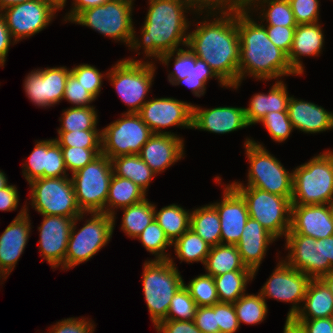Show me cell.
Masks as SVG:
<instances>
[{
	"label": "cell",
	"instance_id": "6da1fadb",
	"mask_svg": "<svg viewBox=\"0 0 333 333\" xmlns=\"http://www.w3.org/2000/svg\"><path fill=\"white\" fill-rule=\"evenodd\" d=\"M201 21L189 32L187 47L232 88L239 82L237 14H205Z\"/></svg>",
	"mask_w": 333,
	"mask_h": 333
},
{
	"label": "cell",
	"instance_id": "7a4b0ae2",
	"mask_svg": "<svg viewBox=\"0 0 333 333\" xmlns=\"http://www.w3.org/2000/svg\"><path fill=\"white\" fill-rule=\"evenodd\" d=\"M256 20L247 9L237 13L240 39L239 82L232 89H238L247 76L260 81H281L284 76H299L290 66L287 54L275 46L268 38L263 23Z\"/></svg>",
	"mask_w": 333,
	"mask_h": 333
},
{
	"label": "cell",
	"instance_id": "3957f363",
	"mask_svg": "<svg viewBox=\"0 0 333 333\" xmlns=\"http://www.w3.org/2000/svg\"><path fill=\"white\" fill-rule=\"evenodd\" d=\"M148 5L141 37L133 29L129 50L137 53L143 49L145 60L157 61L165 53L182 49L180 46L187 47L192 22L185 13L192 12L184 0H148Z\"/></svg>",
	"mask_w": 333,
	"mask_h": 333
},
{
	"label": "cell",
	"instance_id": "277c9868",
	"mask_svg": "<svg viewBox=\"0 0 333 333\" xmlns=\"http://www.w3.org/2000/svg\"><path fill=\"white\" fill-rule=\"evenodd\" d=\"M244 149L249 163L247 184L234 181L232 187H254L287 197L293 194V171H288L262 143L246 138Z\"/></svg>",
	"mask_w": 333,
	"mask_h": 333
},
{
	"label": "cell",
	"instance_id": "5b68a950",
	"mask_svg": "<svg viewBox=\"0 0 333 333\" xmlns=\"http://www.w3.org/2000/svg\"><path fill=\"white\" fill-rule=\"evenodd\" d=\"M331 150L315 155L292 170L291 205L333 204V149Z\"/></svg>",
	"mask_w": 333,
	"mask_h": 333
},
{
	"label": "cell",
	"instance_id": "8992f818",
	"mask_svg": "<svg viewBox=\"0 0 333 333\" xmlns=\"http://www.w3.org/2000/svg\"><path fill=\"white\" fill-rule=\"evenodd\" d=\"M174 257L169 260H146L143 265L142 285L150 319L156 327L167 320L171 300L184 284Z\"/></svg>",
	"mask_w": 333,
	"mask_h": 333
},
{
	"label": "cell",
	"instance_id": "52a82bcc",
	"mask_svg": "<svg viewBox=\"0 0 333 333\" xmlns=\"http://www.w3.org/2000/svg\"><path fill=\"white\" fill-rule=\"evenodd\" d=\"M154 61L138 60L133 57L119 60L105 73L117 95L127 105V113H138L148 101V95L156 73Z\"/></svg>",
	"mask_w": 333,
	"mask_h": 333
},
{
	"label": "cell",
	"instance_id": "ba28073f",
	"mask_svg": "<svg viewBox=\"0 0 333 333\" xmlns=\"http://www.w3.org/2000/svg\"><path fill=\"white\" fill-rule=\"evenodd\" d=\"M89 219L83 227L77 229V222ZM92 216V217H91ZM113 218L104 212L81 213L72 224L67 244L64 270L89 261L95 254L107 245L113 235Z\"/></svg>",
	"mask_w": 333,
	"mask_h": 333
},
{
	"label": "cell",
	"instance_id": "9c48e42d",
	"mask_svg": "<svg viewBox=\"0 0 333 333\" xmlns=\"http://www.w3.org/2000/svg\"><path fill=\"white\" fill-rule=\"evenodd\" d=\"M135 0H110L81 11L71 23L89 27L101 35L130 46L134 23Z\"/></svg>",
	"mask_w": 333,
	"mask_h": 333
},
{
	"label": "cell",
	"instance_id": "30bf717a",
	"mask_svg": "<svg viewBox=\"0 0 333 333\" xmlns=\"http://www.w3.org/2000/svg\"><path fill=\"white\" fill-rule=\"evenodd\" d=\"M112 175L111 160L102 153L71 175L76 200L83 213H105Z\"/></svg>",
	"mask_w": 333,
	"mask_h": 333
},
{
	"label": "cell",
	"instance_id": "8fae6325",
	"mask_svg": "<svg viewBox=\"0 0 333 333\" xmlns=\"http://www.w3.org/2000/svg\"><path fill=\"white\" fill-rule=\"evenodd\" d=\"M245 200L250 218L276 239L290 230L291 201L287 197L254 187H233Z\"/></svg>",
	"mask_w": 333,
	"mask_h": 333
},
{
	"label": "cell",
	"instance_id": "7c38bea8",
	"mask_svg": "<svg viewBox=\"0 0 333 333\" xmlns=\"http://www.w3.org/2000/svg\"><path fill=\"white\" fill-rule=\"evenodd\" d=\"M28 184L31 189L29 204L39 214L76 218L83 213L71 177L38 178Z\"/></svg>",
	"mask_w": 333,
	"mask_h": 333
},
{
	"label": "cell",
	"instance_id": "4fadbf2b",
	"mask_svg": "<svg viewBox=\"0 0 333 333\" xmlns=\"http://www.w3.org/2000/svg\"><path fill=\"white\" fill-rule=\"evenodd\" d=\"M121 116L101 130V153L110 160L139 154L153 135L138 113L124 112Z\"/></svg>",
	"mask_w": 333,
	"mask_h": 333
},
{
	"label": "cell",
	"instance_id": "5bb4252c",
	"mask_svg": "<svg viewBox=\"0 0 333 333\" xmlns=\"http://www.w3.org/2000/svg\"><path fill=\"white\" fill-rule=\"evenodd\" d=\"M269 279L259 290L261 297L290 303L287 318H294L301 309L306 289L311 278L299 270L289 266L283 258L279 259ZM300 304V305H299Z\"/></svg>",
	"mask_w": 333,
	"mask_h": 333
},
{
	"label": "cell",
	"instance_id": "9a60e30c",
	"mask_svg": "<svg viewBox=\"0 0 333 333\" xmlns=\"http://www.w3.org/2000/svg\"><path fill=\"white\" fill-rule=\"evenodd\" d=\"M59 10L50 1L34 0L8 7L1 13L11 37L18 43L44 30Z\"/></svg>",
	"mask_w": 333,
	"mask_h": 333
},
{
	"label": "cell",
	"instance_id": "2e32d148",
	"mask_svg": "<svg viewBox=\"0 0 333 333\" xmlns=\"http://www.w3.org/2000/svg\"><path fill=\"white\" fill-rule=\"evenodd\" d=\"M138 114L153 134L179 136L174 132L163 130L172 126L192 129L193 104L174 97L149 99Z\"/></svg>",
	"mask_w": 333,
	"mask_h": 333
},
{
	"label": "cell",
	"instance_id": "e0dca14e",
	"mask_svg": "<svg viewBox=\"0 0 333 333\" xmlns=\"http://www.w3.org/2000/svg\"><path fill=\"white\" fill-rule=\"evenodd\" d=\"M43 220L38 228V247L40 256L48 262L52 269L60 267L64 270V262L69 241L70 230L75 218L42 215Z\"/></svg>",
	"mask_w": 333,
	"mask_h": 333
},
{
	"label": "cell",
	"instance_id": "ac0fdd59",
	"mask_svg": "<svg viewBox=\"0 0 333 333\" xmlns=\"http://www.w3.org/2000/svg\"><path fill=\"white\" fill-rule=\"evenodd\" d=\"M27 204L0 235V280L7 279L16 267L31 234V220Z\"/></svg>",
	"mask_w": 333,
	"mask_h": 333
},
{
	"label": "cell",
	"instance_id": "d6986e66",
	"mask_svg": "<svg viewBox=\"0 0 333 333\" xmlns=\"http://www.w3.org/2000/svg\"><path fill=\"white\" fill-rule=\"evenodd\" d=\"M223 190L221 201L211 204L219 214L221 244L236 245L250 216L244 198L230 184Z\"/></svg>",
	"mask_w": 333,
	"mask_h": 333
},
{
	"label": "cell",
	"instance_id": "ffe728a7",
	"mask_svg": "<svg viewBox=\"0 0 333 333\" xmlns=\"http://www.w3.org/2000/svg\"><path fill=\"white\" fill-rule=\"evenodd\" d=\"M284 240L288 253L283 260L311 279H320L323 276L322 238L316 240L301 234H286Z\"/></svg>",
	"mask_w": 333,
	"mask_h": 333
},
{
	"label": "cell",
	"instance_id": "44dd1931",
	"mask_svg": "<svg viewBox=\"0 0 333 333\" xmlns=\"http://www.w3.org/2000/svg\"><path fill=\"white\" fill-rule=\"evenodd\" d=\"M27 160L22 166V175L28 183L38 178L69 176L61 147L55 139L35 142V147Z\"/></svg>",
	"mask_w": 333,
	"mask_h": 333
},
{
	"label": "cell",
	"instance_id": "7402d4cb",
	"mask_svg": "<svg viewBox=\"0 0 333 333\" xmlns=\"http://www.w3.org/2000/svg\"><path fill=\"white\" fill-rule=\"evenodd\" d=\"M287 234H301L316 240L332 236V204L291 205L290 230Z\"/></svg>",
	"mask_w": 333,
	"mask_h": 333
},
{
	"label": "cell",
	"instance_id": "603a6c76",
	"mask_svg": "<svg viewBox=\"0 0 333 333\" xmlns=\"http://www.w3.org/2000/svg\"><path fill=\"white\" fill-rule=\"evenodd\" d=\"M248 126L244 107L219 106L204 109L193 104L192 129L227 134Z\"/></svg>",
	"mask_w": 333,
	"mask_h": 333
},
{
	"label": "cell",
	"instance_id": "cb8c5ba5",
	"mask_svg": "<svg viewBox=\"0 0 333 333\" xmlns=\"http://www.w3.org/2000/svg\"><path fill=\"white\" fill-rule=\"evenodd\" d=\"M183 137L153 134L139 153L141 159L158 175L184 158Z\"/></svg>",
	"mask_w": 333,
	"mask_h": 333
},
{
	"label": "cell",
	"instance_id": "d4e9b609",
	"mask_svg": "<svg viewBox=\"0 0 333 333\" xmlns=\"http://www.w3.org/2000/svg\"><path fill=\"white\" fill-rule=\"evenodd\" d=\"M276 240L258 221L249 217L236 247L244 265L254 272V278L269 250L268 246Z\"/></svg>",
	"mask_w": 333,
	"mask_h": 333
},
{
	"label": "cell",
	"instance_id": "484cf974",
	"mask_svg": "<svg viewBox=\"0 0 333 333\" xmlns=\"http://www.w3.org/2000/svg\"><path fill=\"white\" fill-rule=\"evenodd\" d=\"M287 112L295 130L316 134L333 129V111L313 102L290 96Z\"/></svg>",
	"mask_w": 333,
	"mask_h": 333
},
{
	"label": "cell",
	"instance_id": "4316f807",
	"mask_svg": "<svg viewBox=\"0 0 333 333\" xmlns=\"http://www.w3.org/2000/svg\"><path fill=\"white\" fill-rule=\"evenodd\" d=\"M320 22L297 25L294 31L293 43L288 56L292 69L300 76L304 74V64L301 56H319L324 49L325 36Z\"/></svg>",
	"mask_w": 333,
	"mask_h": 333
},
{
	"label": "cell",
	"instance_id": "83f0119b",
	"mask_svg": "<svg viewBox=\"0 0 333 333\" xmlns=\"http://www.w3.org/2000/svg\"><path fill=\"white\" fill-rule=\"evenodd\" d=\"M283 80L273 83L268 93H257L252 96L245 108L248 125L260 123L267 113L287 111L290 95Z\"/></svg>",
	"mask_w": 333,
	"mask_h": 333
},
{
	"label": "cell",
	"instance_id": "f1b7e54d",
	"mask_svg": "<svg viewBox=\"0 0 333 333\" xmlns=\"http://www.w3.org/2000/svg\"><path fill=\"white\" fill-rule=\"evenodd\" d=\"M332 315V293L321 279H311L301 309L294 319L330 318Z\"/></svg>",
	"mask_w": 333,
	"mask_h": 333
},
{
	"label": "cell",
	"instance_id": "f546056e",
	"mask_svg": "<svg viewBox=\"0 0 333 333\" xmlns=\"http://www.w3.org/2000/svg\"><path fill=\"white\" fill-rule=\"evenodd\" d=\"M146 192L133 181L120 176L112 175L108 197L105 204V213L113 218L115 229L117 209H123L139 203L146 198Z\"/></svg>",
	"mask_w": 333,
	"mask_h": 333
},
{
	"label": "cell",
	"instance_id": "4dcf8cb0",
	"mask_svg": "<svg viewBox=\"0 0 333 333\" xmlns=\"http://www.w3.org/2000/svg\"><path fill=\"white\" fill-rule=\"evenodd\" d=\"M203 266L205 274L212 277L232 271H252L242 262L236 245L230 244L211 247Z\"/></svg>",
	"mask_w": 333,
	"mask_h": 333
},
{
	"label": "cell",
	"instance_id": "1f68e13d",
	"mask_svg": "<svg viewBox=\"0 0 333 333\" xmlns=\"http://www.w3.org/2000/svg\"><path fill=\"white\" fill-rule=\"evenodd\" d=\"M253 5V6H252ZM253 8V9H252ZM247 10L259 13L264 26L297 27L293 11L288 0H249ZM256 10V11H255Z\"/></svg>",
	"mask_w": 333,
	"mask_h": 333
},
{
	"label": "cell",
	"instance_id": "d6a6232c",
	"mask_svg": "<svg viewBox=\"0 0 333 333\" xmlns=\"http://www.w3.org/2000/svg\"><path fill=\"white\" fill-rule=\"evenodd\" d=\"M111 163L114 175L133 181L147 193L156 174L139 154L118 156L111 159Z\"/></svg>",
	"mask_w": 333,
	"mask_h": 333
},
{
	"label": "cell",
	"instance_id": "836d02e7",
	"mask_svg": "<svg viewBox=\"0 0 333 333\" xmlns=\"http://www.w3.org/2000/svg\"><path fill=\"white\" fill-rule=\"evenodd\" d=\"M190 229L211 247L221 244L219 214L211 203L191 210Z\"/></svg>",
	"mask_w": 333,
	"mask_h": 333
},
{
	"label": "cell",
	"instance_id": "e575fe53",
	"mask_svg": "<svg viewBox=\"0 0 333 333\" xmlns=\"http://www.w3.org/2000/svg\"><path fill=\"white\" fill-rule=\"evenodd\" d=\"M154 209L155 221L172 244L190 228V210L174 203L162 207L159 211L154 205Z\"/></svg>",
	"mask_w": 333,
	"mask_h": 333
},
{
	"label": "cell",
	"instance_id": "d590c367",
	"mask_svg": "<svg viewBox=\"0 0 333 333\" xmlns=\"http://www.w3.org/2000/svg\"><path fill=\"white\" fill-rule=\"evenodd\" d=\"M219 302L235 303L246 293V287L254 279L253 271H232L213 277Z\"/></svg>",
	"mask_w": 333,
	"mask_h": 333
},
{
	"label": "cell",
	"instance_id": "8d00e7d4",
	"mask_svg": "<svg viewBox=\"0 0 333 333\" xmlns=\"http://www.w3.org/2000/svg\"><path fill=\"white\" fill-rule=\"evenodd\" d=\"M154 203L145 198L143 201L125 207L121 221V230L135 239L154 220Z\"/></svg>",
	"mask_w": 333,
	"mask_h": 333
},
{
	"label": "cell",
	"instance_id": "74e56055",
	"mask_svg": "<svg viewBox=\"0 0 333 333\" xmlns=\"http://www.w3.org/2000/svg\"><path fill=\"white\" fill-rule=\"evenodd\" d=\"M175 256L188 264L201 262L204 265L211 246L192 229H188L172 244Z\"/></svg>",
	"mask_w": 333,
	"mask_h": 333
},
{
	"label": "cell",
	"instance_id": "f35d334b",
	"mask_svg": "<svg viewBox=\"0 0 333 333\" xmlns=\"http://www.w3.org/2000/svg\"><path fill=\"white\" fill-rule=\"evenodd\" d=\"M215 78L218 80L221 87L228 88V86L215 74L209 65L199 59L191 52V72L188 77L177 80L173 86L186 85L196 97L204 96L206 93V84L208 80Z\"/></svg>",
	"mask_w": 333,
	"mask_h": 333
},
{
	"label": "cell",
	"instance_id": "ab89813d",
	"mask_svg": "<svg viewBox=\"0 0 333 333\" xmlns=\"http://www.w3.org/2000/svg\"><path fill=\"white\" fill-rule=\"evenodd\" d=\"M98 113L94 106L70 107L62 111L61 122L57 132H71L78 130H98Z\"/></svg>",
	"mask_w": 333,
	"mask_h": 333
},
{
	"label": "cell",
	"instance_id": "60d3db41",
	"mask_svg": "<svg viewBox=\"0 0 333 333\" xmlns=\"http://www.w3.org/2000/svg\"><path fill=\"white\" fill-rule=\"evenodd\" d=\"M239 326L241 323L256 325L265 320L268 313L267 302L261 294L245 293L233 303Z\"/></svg>",
	"mask_w": 333,
	"mask_h": 333
},
{
	"label": "cell",
	"instance_id": "b9f144b4",
	"mask_svg": "<svg viewBox=\"0 0 333 333\" xmlns=\"http://www.w3.org/2000/svg\"><path fill=\"white\" fill-rule=\"evenodd\" d=\"M135 239L140 241L142 246L155 256V259L151 260H169L171 258V254L167 253L166 249L170 246L172 248V243L155 219Z\"/></svg>",
	"mask_w": 333,
	"mask_h": 333
},
{
	"label": "cell",
	"instance_id": "7bdbcfd3",
	"mask_svg": "<svg viewBox=\"0 0 333 333\" xmlns=\"http://www.w3.org/2000/svg\"><path fill=\"white\" fill-rule=\"evenodd\" d=\"M198 18L200 14H237L247 9L244 0H184ZM206 12V13H205ZM197 14V15H196Z\"/></svg>",
	"mask_w": 333,
	"mask_h": 333
},
{
	"label": "cell",
	"instance_id": "ee69618b",
	"mask_svg": "<svg viewBox=\"0 0 333 333\" xmlns=\"http://www.w3.org/2000/svg\"><path fill=\"white\" fill-rule=\"evenodd\" d=\"M70 69L66 66L44 68V82L46 89V108L53 107L63 100L66 80Z\"/></svg>",
	"mask_w": 333,
	"mask_h": 333
},
{
	"label": "cell",
	"instance_id": "f6af8a7d",
	"mask_svg": "<svg viewBox=\"0 0 333 333\" xmlns=\"http://www.w3.org/2000/svg\"><path fill=\"white\" fill-rule=\"evenodd\" d=\"M187 284L184 282V286L189 290L197 307L213 306L219 302L217 289L212 276L200 274L191 279Z\"/></svg>",
	"mask_w": 333,
	"mask_h": 333
},
{
	"label": "cell",
	"instance_id": "bcb514c9",
	"mask_svg": "<svg viewBox=\"0 0 333 333\" xmlns=\"http://www.w3.org/2000/svg\"><path fill=\"white\" fill-rule=\"evenodd\" d=\"M197 305L184 284L174 294L167 313V320H193Z\"/></svg>",
	"mask_w": 333,
	"mask_h": 333
},
{
	"label": "cell",
	"instance_id": "7dc6e473",
	"mask_svg": "<svg viewBox=\"0 0 333 333\" xmlns=\"http://www.w3.org/2000/svg\"><path fill=\"white\" fill-rule=\"evenodd\" d=\"M171 59H174V70L169 72L168 81L173 85L177 80H182L190 74L191 50L188 47L186 49L182 47V49L163 54L157 61L168 66Z\"/></svg>",
	"mask_w": 333,
	"mask_h": 333
},
{
	"label": "cell",
	"instance_id": "c3c4849f",
	"mask_svg": "<svg viewBox=\"0 0 333 333\" xmlns=\"http://www.w3.org/2000/svg\"><path fill=\"white\" fill-rule=\"evenodd\" d=\"M55 141L60 146L80 148H101V130H78L71 132H57Z\"/></svg>",
	"mask_w": 333,
	"mask_h": 333
},
{
	"label": "cell",
	"instance_id": "681fc988",
	"mask_svg": "<svg viewBox=\"0 0 333 333\" xmlns=\"http://www.w3.org/2000/svg\"><path fill=\"white\" fill-rule=\"evenodd\" d=\"M260 122L267 129L270 138L278 143L286 141L294 130L287 111L267 113Z\"/></svg>",
	"mask_w": 333,
	"mask_h": 333
},
{
	"label": "cell",
	"instance_id": "f907efd6",
	"mask_svg": "<svg viewBox=\"0 0 333 333\" xmlns=\"http://www.w3.org/2000/svg\"><path fill=\"white\" fill-rule=\"evenodd\" d=\"M70 73L97 99L102 90L104 73L102 74L95 66L84 63L71 68Z\"/></svg>",
	"mask_w": 333,
	"mask_h": 333
},
{
	"label": "cell",
	"instance_id": "816d5d0a",
	"mask_svg": "<svg viewBox=\"0 0 333 333\" xmlns=\"http://www.w3.org/2000/svg\"><path fill=\"white\" fill-rule=\"evenodd\" d=\"M60 147L63 153L65 167L67 171H70L72 174L84 168L101 154V148Z\"/></svg>",
	"mask_w": 333,
	"mask_h": 333
},
{
	"label": "cell",
	"instance_id": "f5cc1de1",
	"mask_svg": "<svg viewBox=\"0 0 333 333\" xmlns=\"http://www.w3.org/2000/svg\"><path fill=\"white\" fill-rule=\"evenodd\" d=\"M23 87L28 99L39 108L46 107L44 69H34L25 77Z\"/></svg>",
	"mask_w": 333,
	"mask_h": 333
},
{
	"label": "cell",
	"instance_id": "db71d44e",
	"mask_svg": "<svg viewBox=\"0 0 333 333\" xmlns=\"http://www.w3.org/2000/svg\"><path fill=\"white\" fill-rule=\"evenodd\" d=\"M297 25L319 22L320 0H288Z\"/></svg>",
	"mask_w": 333,
	"mask_h": 333
},
{
	"label": "cell",
	"instance_id": "11a10c76",
	"mask_svg": "<svg viewBox=\"0 0 333 333\" xmlns=\"http://www.w3.org/2000/svg\"><path fill=\"white\" fill-rule=\"evenodd\" d=\"M63 100H67L73 104V107H88L93 106L91 103L96 98L84 89L81 83H78L77 79L70 73L65 85V92Z\"/></svg>",
	"mask_w": 333,
	"mask_h": 333
},
{
	"label": "cell",
	"instance_id": "9f6ffc18",
	"mask_svg": "<svg viewBox=\"0 0 333 333\" xmlns=\"http://www.w3.org/2000/svg\"><path fill=\"white\" fill-rule=\"evenodd\" d=\"M213 310L216 313L219 333H236L240 326L233 303L218 302L213 305Z\"/></svg>",
	"mask_w": 333,
	"mask_h": 333
},
{
	"label": "cell",
	"instance_id": "6f0895ef",
	"mask_svg": "<svg viewBox=\"0 0 333 333\" xmlns=\"http://www.w3.org/2000/svg\"><path fill=\"white\" fill-rule=\"evenodd\" d=\"M94 323L88 317L64 318L56 322L55 325H51L47 333H94Z\"/></svg>",
	"mask_w": 333,
	"mask_h": 333
},
{
	"label": "cell",
	"instance_id": "680465c9",
	"mask_svg": "<svg viewBox=\"0 0 333 333\" xmlns=\"http://www.w3.org/2000/svg\"><path fill=\"white\" fill-rule=\"evenodd\" d=\"M268 38L287 55L290 52L296 27L265 26Z\"/></svg>",
	"mask_w": 333,
	"mask_h": 333
},
{
	"label": "cell",
	"instance_id": "91938a15",
	"mask_svg": "<svg viewBox=\"0 0 333 333\" xmlns=\"http://www.w3.org/2000/svg\"><path fill=\"white\" fill-rule=\"evenodd\" d=\"M193 321L201 333H219L213 306L197 307Z\"/></svg>",
	"mask_w": 333,
	"mask_h": 333
},
{
	"label": "cell",
	"instance_id": "94428289",
	"mask_svg": "<svg viewBox=\"0 0 333 333\" xmlns=\"http://www.w3.org/2000/svg\"><path fill=\"white\" fill-rule=\"evenodd\" d=\"M155 329L157 333H201L193 320H163Z\"/></svg>",
	"mask_w": 333,
	"mask_h": 333
},
{
	"label": "cell",
	"instance_id": "6125c7cd",
	"mask_svg": "<svg viewBox=\"0 0 333 333\" xmlns=\"http://www.w3.org/2000/svg\"><path fill=\"white\" fill-rule=\"evenodd\" d=\"M18 189L11 184L0 190V211H14L19 204Z\"/></svg>",
	"mask_w": 333,
	"mask_h": 333
},
{
	"label": "cell",
	"instance_id": "be15d7a7",
	"mask_svg": "<svg viewBox=\"0 0 333 333\" xmlns=\"http://www.w3.org/2000/svg\"><path fill=\"white\" fill-rule=\"evenodd\" d=\"M17 44L11 37L3 14L0 12V67H4L10 45Z\"/></svg>",
	"mask_w": 333,
	"mask_h": 333
},
{
	"label": "cell",
	"instance_id": "e7e4bbea",
	"mask_svg": "<svg viewBox=\"0 0 333 333\" xmlns=\"http://www.w3.org/2000/svg\"><path fill=\"white\" fill-rule=\"evenodd\" d=\"M306 333H331L330 318L295 319Z\"/></svg>",
	"mask_w": 333,
	"mask_h": 333
},
{
	"label": "cell",
	"instance_id": "03108f58",
	"mask_svg": "<svg viewBox=\"0 0 333 333\" xmlns=\"http://www.w3.org/2000/svg\"><path fill=\"white\" fill-rule=\"evenodd\" d=\"M110 0H72V7L70 8V11L64 16L65 22H71L81 11L103 5L105 2Z\"/></svg>",
	"mask_w": 333,
	"mask_h": 333
},
{
	"label": "cell",
	"instance_id": "003e7915",
	"mask_svg": "<svg viewBox=\"0 0 333 333\" xmlns=\"http://www.w3.org/2000/svg\"><path fill=\"white\" fill-rule=\"evenodd\" d=\"M323 275L333 270V235L322 239Z\"/></svg>",
	"mask_w": 333,
	"mask_h": 333
},
{
	"label": "cell",
	"instance_id": "a7ac6f4b",
	"mask_svg": "<svg viewBox=\"0 0 333 333\" xmlns=\"http://www.w3.org/2000/svg\"><path fill=\"white\" fill-rule=\"evenodd\" d=\"M283 333H306L302 325L294 318H287L285 321Z\"/></svg>",
	"mask_w": 333,
	"mask_h": 333
},
{
	"label": "cell",
	"instance_id": "89a4df30",
	"mask_svg": "<svg viewBox=\"0 0 333 333\" xmlns=\"http://www.w3.org/2000/svg\"><path fill=\"white\" fill-rule=\"evenodd\" d=\"M29 1H34V0H0V12L8 7Z\"/></svg>",
	"mask_w": 333,
	"mask_h": 333
},
{
	"label": "cell",
	"instance_id": "2644e50d",
	"mask_svg": "<svg viewBox=\"0 0 333 333\" xmlns=\"http://www.w3.org/2000/svg\"><path fill=\"white\" fill-rule=\"evenodd\" d=\"M320 279L326 284L333 296V270L323 275Z\"/></svg>",
	"mask_w": 333,
	"mask_h": 333
},
{
	"label": "cell",
	"instance_id": "8c879c8a",
	"mask_svg": "<svg viewBox=\"0 0 333 333\" xmlns=\"http://www.w3.org/2000/svg\"><path fill=\"white\" fill-rule=\"evenodd\" d=\"M9 185L8 178L6 174L0 170V190Z\"/></svg>",
	"mask_w": 333,
	"mask_h": 333
},
{
	"label": "cell",
	"instance_id": "753ad0ef",
	"mask_svg": "<svg viewBox=\"0 0 333 333\" xmlns=\"http://www.w3.org/2000/svg\"><path fill=\"white\" fill-rule=\"evenodd\" d=\"M56 5L60 10L66 6L67 0H47Z\"/></svg>",
	"mask_w": 333,
	"mask_h": 333
},
{
	"label": "cell",
	"instance_id": "34e18365",
	"mask_svg": "<svg viewBox=\"0 0 333 333\" xmlns=\"http://www.w3.org/2000/svg\"><path fill=\"white\" fill-rule=\"evenodd\" d=\"M330 323H331V330H332L331 333H333V315L330 317Z\"/></svg>",
	"mask_w": 333,
	"mask_h": 333
}]
</instances>
